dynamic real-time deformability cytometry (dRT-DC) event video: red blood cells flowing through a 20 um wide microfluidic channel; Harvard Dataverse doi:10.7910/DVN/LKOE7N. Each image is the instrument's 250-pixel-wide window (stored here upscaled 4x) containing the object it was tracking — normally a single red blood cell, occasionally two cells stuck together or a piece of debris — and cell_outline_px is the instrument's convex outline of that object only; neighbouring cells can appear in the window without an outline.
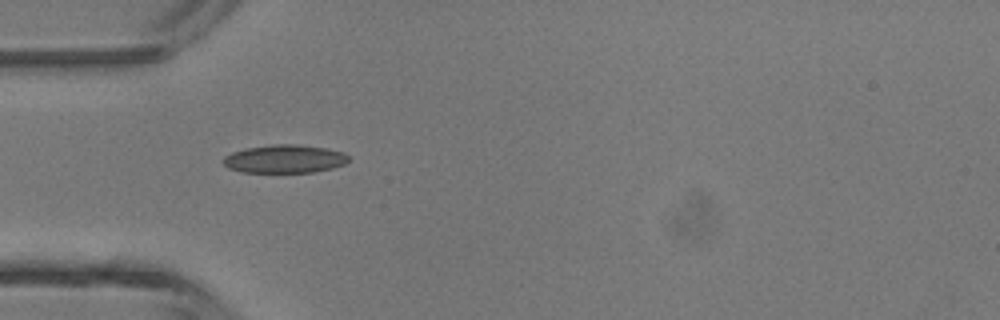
{"species": "common noctule bat (a hibernating species)", "species_latin": "Nyctalus noctula", "temperature_condition": "room temperature", "stored_images_in_passage": 5, "camera_frame_rate_fps": 3000, "um_per_image_px": 0.085, "animal": {"sex": "male", "body_mass_g": 13.3}, "frame": {"image": 1, "passage_image": 4, "time_ms": 1.0, "image_size_px": [1000, 320], "cell_outline_px": [[348, 160], [344, 164], [332, 168], [312, 172], [244, 172], [228, 168], [224, 164], [224, 156], [232, 152], [244, 148], [272, 144], [296, 144], [328, 148], [344, 152], [348, 156]], "centroid_in_image_um": [24.19, 13.49], "position_along_channel_um": 60.8, "area_um2": 20.63}}
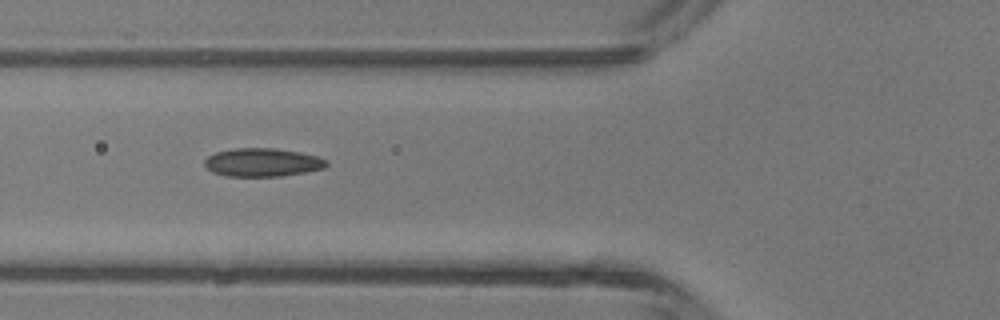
{"frame": {"image": 2, "passage_image": 5, "time_ms": 1.333, "image_size_px": [1000, 320], "cell_outline_px": [[328, 164], [324, 168], [304, 172], [280, 176], [228, 176], [212, 172], [204, 164], [204, 160], [208, 156], [216, 152], [236, 148], [272, 148], [300, 152], [316, 156], [324, 160]], "centroid_in_image_um": [22.27, 13.8], "position_along_channel_um": 103.5, "area_um2": 19.88}}